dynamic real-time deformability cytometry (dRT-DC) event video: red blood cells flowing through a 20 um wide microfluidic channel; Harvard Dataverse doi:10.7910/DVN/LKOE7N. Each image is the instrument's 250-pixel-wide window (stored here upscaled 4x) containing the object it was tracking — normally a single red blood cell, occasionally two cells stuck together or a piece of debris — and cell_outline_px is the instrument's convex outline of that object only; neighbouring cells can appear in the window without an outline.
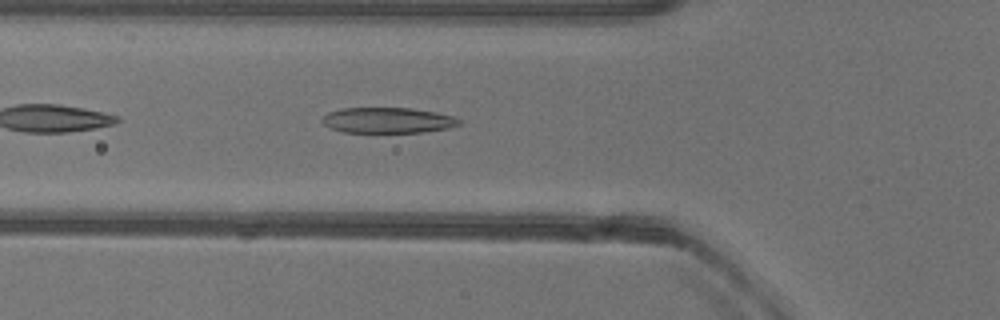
{"species": "common noctule bat (a hibernating species)", "species_latin": "Nyctalus noctula", "temperature_condition": "warm", "stored_images_in_passage": 34, "camera_frame_rate_fps": 3000, "um_per_image_px": 0.085, "animal": {"sex": "female"}, "frame": {"image": 1, "passage_image": 5, "time_ms": 1.333, "image_size_px": [1000, 320], "cell_outline_px": [[460, 124], [448, 128], [424, 132], [344, 132], [332, 128], [324, 124], [320, 120], [328, 112], [340, 108], [412, 108], [436, 112], [452, 116], [460, 120]], "centroid_in_image_um": [32.95, 10.22], "position_along_channel_um": 92.9, "area_um2": 20.35}}
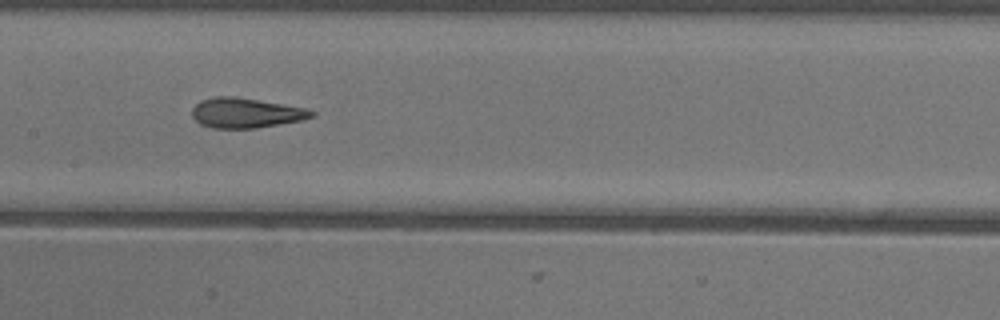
{"frame": {"image": 2, "passage_image": 12, "time_ms": 3.667, "image_size_px": [1000, 320], "cell_outline_px": [[316, 112], [312, 116], [300, 120], [256, 128], [212, 128], [200, 124], [192, 116], [192, 108], [200, 100], [212, 96], [236, 96], [304, 108]], "centroid_in_image_um": [20.82, 9.59], "position_along_channel_um": 186.6, "area_um2": 20.69}}
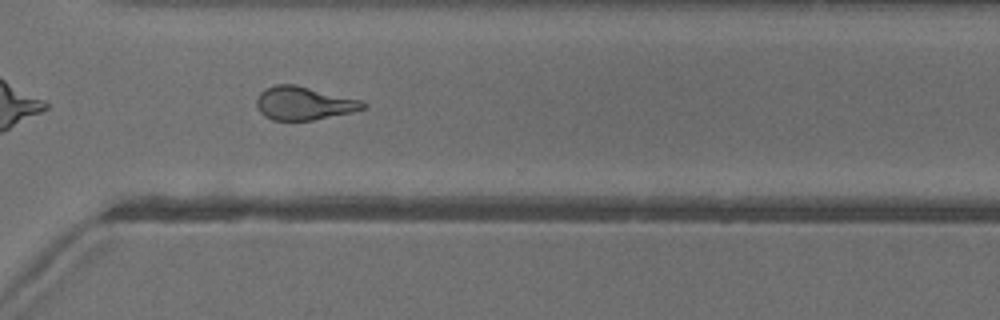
{"frame": {"image": 3, "passage_image": 24, "time_ms": 7.667, "image_size_px": [1000, 320], "cell_outline_px": [[368, 108], [352, 112], [312, 120], [272, 120], [264, 116], [260, 112], [256, 104], [256, 100], [260, 92], [264, 88], [276, 84], [296, 84], [360, 100], [368, 104]], "centroid_in_image_um": [25.82, 8.77], "position_along_channel_um": 344.8, "area_um2": 20.75}, "authors_computed_cell_mechanics": {"area_um2": 20.9814, "velocity_mm_per_s": 3.9703, "shape_relaxation_time_tau1_ms": 5.5389, "shape_relaxation_time_tau2_ms": 1.215, "deformation_change_tau1": 0.1995, "deformation_change_tau2": 0.0994}}